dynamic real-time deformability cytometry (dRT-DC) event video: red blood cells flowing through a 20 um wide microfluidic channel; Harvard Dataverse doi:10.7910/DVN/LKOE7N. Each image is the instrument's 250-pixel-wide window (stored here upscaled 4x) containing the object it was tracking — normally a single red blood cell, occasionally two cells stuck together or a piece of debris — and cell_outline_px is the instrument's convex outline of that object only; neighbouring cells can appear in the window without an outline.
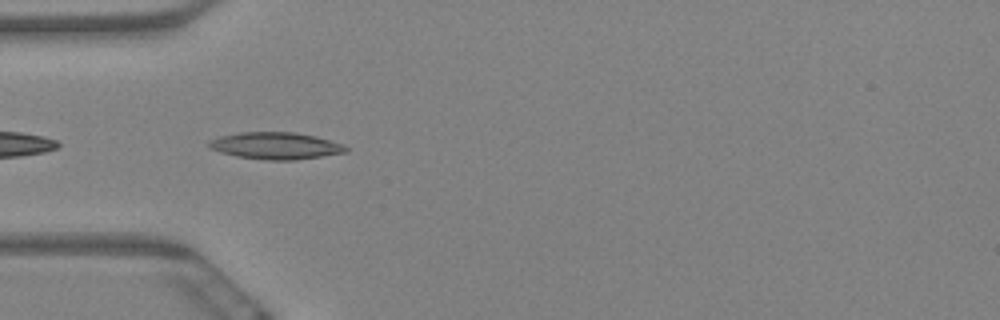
{"species": "Egyptian fruit bat (a non-hibernating species)", "species_latin": "Rousettus aegyptiacus", "temperature_condition": "warm", "stored_images_in_passage": 7, "camera_frame_rate_fps": 3000, "um_per_image_px": 0.085, "animal": {"sex": "female"}, "frame": {"image": 1, "passage_image": 5, "time_ms": 1.333, "image_size_px": [1000, 320], "cell_outline_px": [[348, 152], [296, 160], [268, 160], [236, 156], [220, 152], [208, 148], [208, 140], [220, 136], [240, 132], [296, 132], [316, 136], [344, 144], [348, 148]], "centroid_in_image_um": [23.44, 12.38], "position_along_channel_um": 61.6, "area_um2": 21.68}}
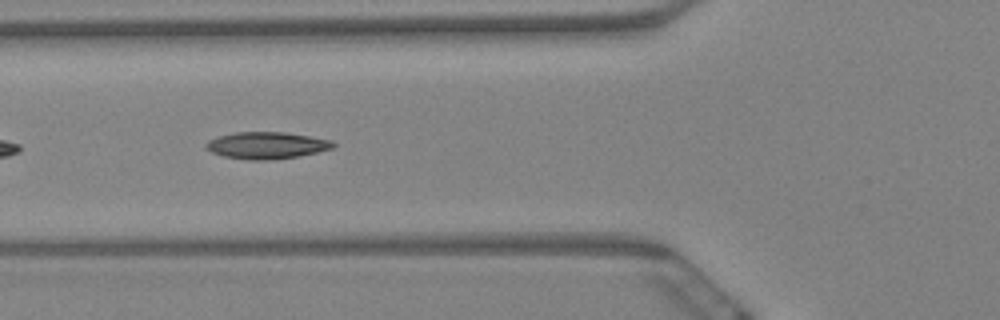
{"frame": {"image": 2, "passage_image": 6, "time_ms": 1.667, "image_size_px": [1000, 320], "cell_outline_px": [[336, 144], [332, 148], [316, 152], [296, 156], [272, 160], [248, 160], [224, 156], [212, 152], [204, 148], [204, 144], [208, 140], [220, 136], [236, 132], [284, 132], [332, 140]], "centroid_in_image_um": [22.63, 12.36], "position_along_channel_um": 103.2, "area_um2": 19.77}}
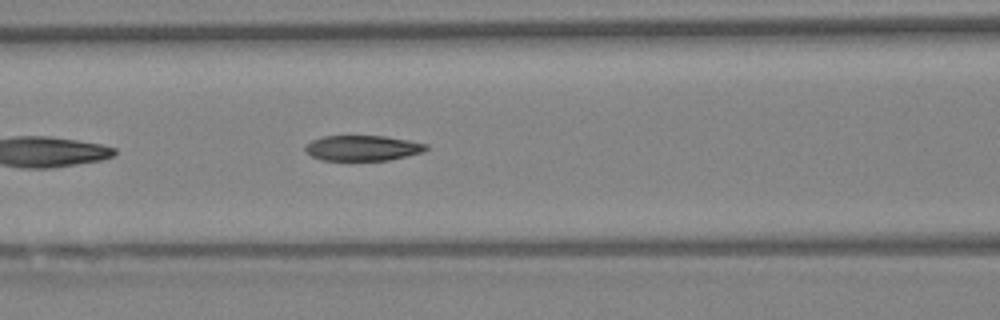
{"frame": {"image": 3, "passage_image": 7, "time_ms": 2.0, "image_size_px": [1000, 320], "cell_outline_px": [[428, 148], [424, 152], [408, 156], [388, 160], [320, 160], [312, 156], [304, 148], [312, 140], [324, 136], [384, 136], [408, 140], [428, 144]], "centroid_in_image_um": [30.86, 12.58], "position_along_channel_um": 135.7, "area_um2": 17.8}}